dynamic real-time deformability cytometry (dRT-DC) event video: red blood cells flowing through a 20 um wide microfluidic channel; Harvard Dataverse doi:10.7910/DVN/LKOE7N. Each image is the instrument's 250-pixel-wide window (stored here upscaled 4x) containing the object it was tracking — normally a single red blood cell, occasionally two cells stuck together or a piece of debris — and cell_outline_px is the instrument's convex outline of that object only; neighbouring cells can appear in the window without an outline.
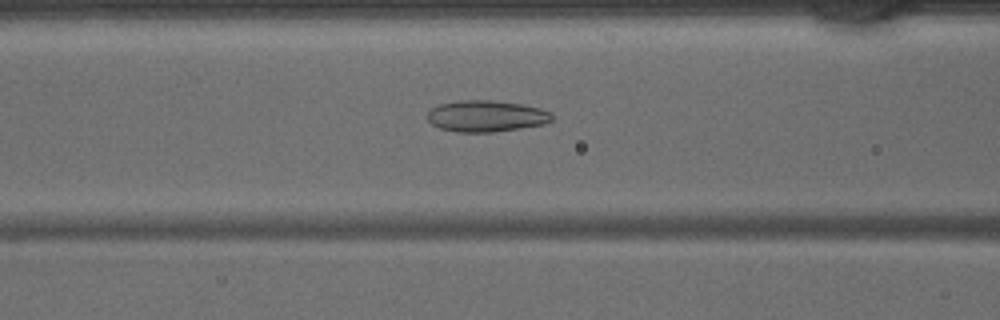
{"species": "common noctule bat (a hibernating species)", "species_latin": "Nyctalus noctula", "temperature_condition": "warm", "stored_images_in_passage": 42, "camera_frame_rate_fps": 3000, "um_per_image_px": 0.085, "animal": {"sex": "male", "body_mass_g": 15.6}, "frame": {"image": 1, "passage_image": 16, "time_ms": 5.0, "image_size_px": [1000, 320], "cell_outline_px": [[552, 120], [544, 124], [520, 128], [492, 132], [456, 132], [440, 128], [432, 124], [428, 120], [428, 112], [436, 104], [460, 100], [492, 100], [520, 104], [540, 108], [552, 112]], "centroid_in_image_um": [41.31, 9.86], "position_along_channel_um": 125.3, "area_um2": 22.83}}
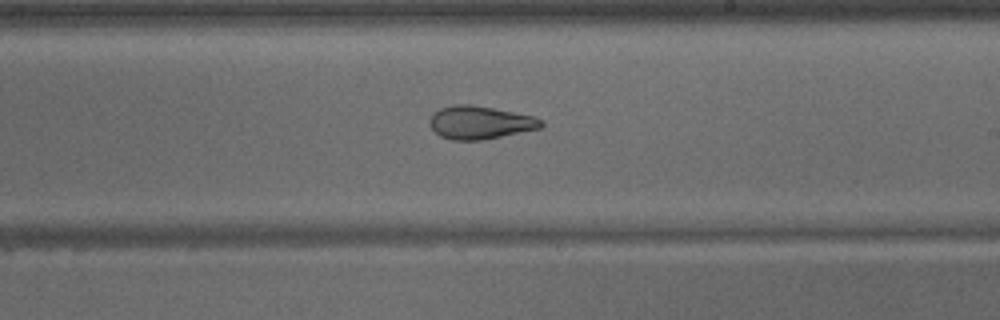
{"frame": {"image": 2, "passage_image": 24, "time_ms": 7.667, "image_size_px": [1000, 320], "cell_outline_px": [[544, 124], [540, 128], [484, 140], [452, 140], [440, 136], [432, 128], [428, 120], [432, 112], [440, 108], [456, 104], [472, 104], [532, 116], [544, 120]], "centroid_in_image_um": [40.77, 10.41], "position_along_channel_um": 248.2, "area_um2": 21.5}}
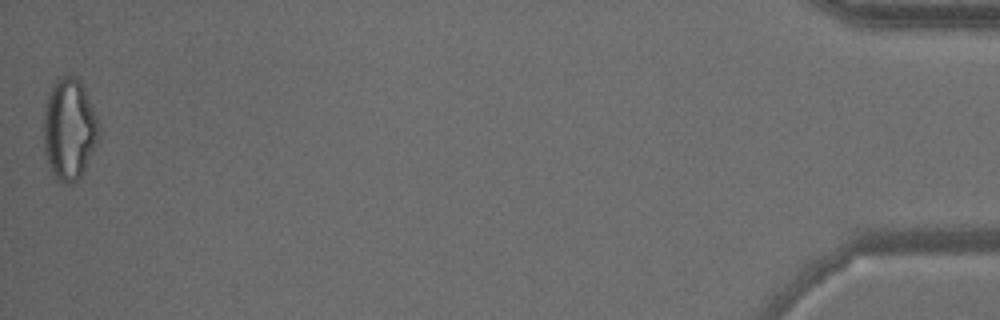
{"frame": {"image": 3, "passage_image": 42, "time_ms": 13.667, "image_size_px": [1000, 320], "cell_outline_px": [[100, 140], [80, 176], [72, 184], [68, 184], [56, 180], [52, 172], [44, 152], [44, 104], [48, 92], [52, 84], [64, 72], [80, 80], [84, 88], [96, 116]], "centroid_in_image_um": [5.87, 10.95], "position_along_channel_um": 429.3, "area_um2": 32.89}}